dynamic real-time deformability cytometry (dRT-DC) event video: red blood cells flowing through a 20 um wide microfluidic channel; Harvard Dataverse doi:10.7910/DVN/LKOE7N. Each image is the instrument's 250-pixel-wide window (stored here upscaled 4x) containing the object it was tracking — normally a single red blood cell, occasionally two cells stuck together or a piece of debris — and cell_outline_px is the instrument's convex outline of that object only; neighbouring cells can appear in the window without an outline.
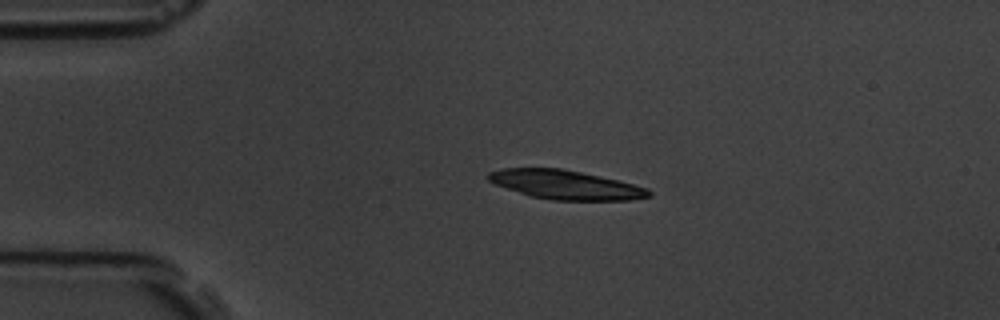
{"species": "common noctule bat (a hibernating species)", "species_latin": "Nyctalus noctula", "temperature_condition": "room temperature", "stored_images_in_passage": 3, "camera_frame_rate_fps": 3000, "um_per_image_px": 0.085, "animal": {"sex": "male", "body_mass_g": 19.5, "forearm_length_mm": 54.6}, "frame": {"image": 1, "passage_image": 2, "time_ms": 1.0, "image_size_px": [1000, 320], "cell_outline_px": [[652, 196], [632, 200], [552, 200], [528, 196], [496, 184], [488, 180], [484, 176], [488, 172], [500, 168], [560, 168], [620, 180], [648, 188], [652, 192]], "centroid_in_image_um": [48.07, 15.7], "position_along_channel_um": 36.9, "area_um2": 27.4}}